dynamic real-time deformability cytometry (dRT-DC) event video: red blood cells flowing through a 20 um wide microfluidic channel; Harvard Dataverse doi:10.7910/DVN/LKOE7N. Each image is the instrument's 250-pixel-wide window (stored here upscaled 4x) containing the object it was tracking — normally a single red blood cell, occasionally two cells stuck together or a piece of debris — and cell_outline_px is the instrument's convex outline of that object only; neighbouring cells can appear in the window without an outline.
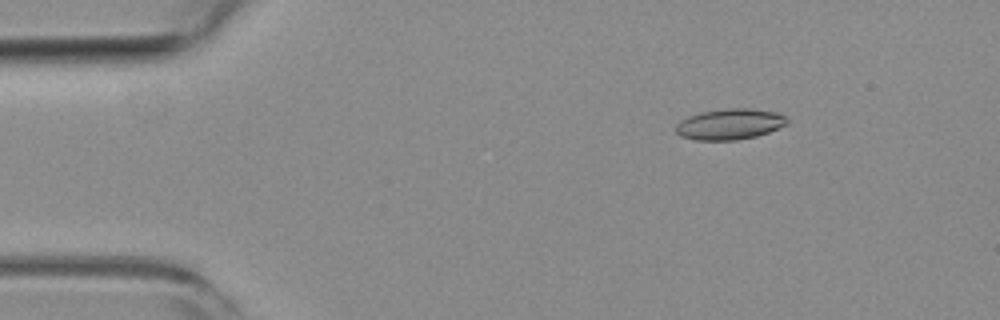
{"species": "common noctule bat (a hibernating species)", "species_latin": "Nyctalus noctula", "temperature_condition": "room temperature", "stored_images_in_passage": 47, "camera_frame_rate_fps": 3000, "um_per_image_px": 0.085, "animal": {"sex": "female", "body_mass_g": 19.3, "forearm_length_mm": 54.1}, "frame": {"image": 1, "passage_image": 1, "time_ms": 0.0, "image_size_px": [1000, 320], "cell_outline_px": [[788, 124], [768, 132], [756, 136], [736, 140], [696, 140], [680, 136], [676, 132], [676, 124], [680, 120], [688, 116], [700, 112], [728, 108], [748, 108], [776, 112], [784, 116], [788, 120]], "centroid_in_image_um": [62.01, 10.55], "position_along_channel_um": 23.0, "area_um2": 20.0}}
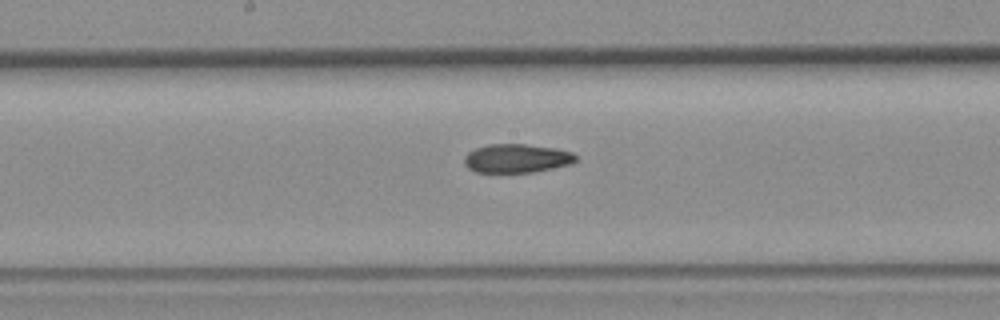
{"frame": {"image": 2, "passage_image": 21, "time_ms": 6.667, "image_size_px": [1000, 320], "cell_outline_px": [[576, 160], [572, 164], [532, 172], [476, 172], [468, 168], [464, 164], [464, 156], [468, 152], [476, 148], [488, 144], [524, 144], [556, 148], [572, 152], [576, 156]], "centroid_in_image_um": [43.91, 13.46], "position_along_channel_um": 204.3, "area_um2": 18.67}}
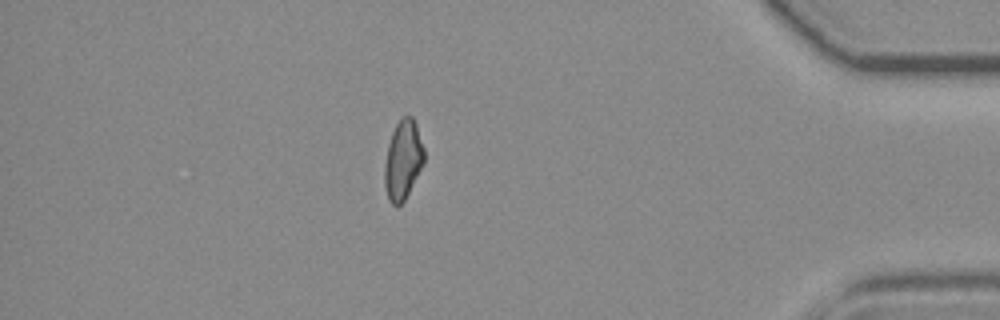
{"frame": {"image": 3, "passage_image": 40, "time_ms": 13.0, "image_size_px": [1000, 320], "cell_outline_px": [[424, 164], [404, 200], [396, 208], [388, 200], [384, 184], [384, 164], [388, 144], [392, 132], [396, 124], [404, 116], [412, 116], [416, 124], [424, 148]], "centroid_in_image_um": [34.24, 13.62], "position_along_channel_um": 401.0, "area_um2": 18.32}, "authors_computed_cell_mechanics": {"area_um2": 19.074, "velocity_mm_per_s": 3.8176, "shape_relaxation_time_tau1_ms": null, "shape_relaxation_time_tau2_ms": 8.7681, "deformation_change_tau1": null, "deformation_change_tau2": 0.1755}}